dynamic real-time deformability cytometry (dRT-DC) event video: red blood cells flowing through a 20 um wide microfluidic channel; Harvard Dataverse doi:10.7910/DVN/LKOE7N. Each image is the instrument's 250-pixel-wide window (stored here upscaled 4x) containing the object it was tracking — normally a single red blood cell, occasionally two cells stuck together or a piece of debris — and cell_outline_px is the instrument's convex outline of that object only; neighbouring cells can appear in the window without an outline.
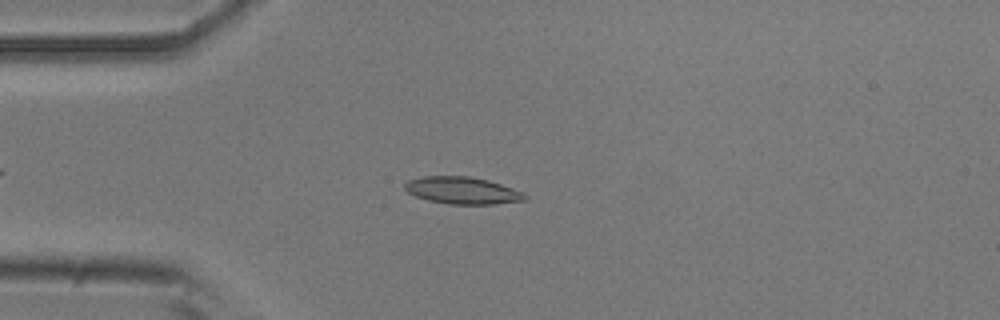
{"species": "common noctule bat (a hibernating species)", "species_latin": "Nyctalus noctula", "temperature_condition": "room temperature", "stored_images_in_passage": 48, "camera_frame_rate_fps": 3000, "um_per_image_px": 0.085, "animal": {"sex": "male", "body_mass_g": 20.5, "forearm_length_mm": 52.5}, "frame": {"image": 1, "passage_image": 10, "time_ms": 3.0, "image_size_px": [1000, 320], "cell_outline_px": [[528, 200], [496, 204], [448, 204], [428, 200], [416, 196], [408, 192], [404, 188], [404, 184], [408, 180], [424, 176], [468, 176], [488, 180], [524, 192], [528, 196]], "centroid_in_image_um": [39.33, 16.19], "position_along_channel_um": 45.7, "area_um2": 19.02}}
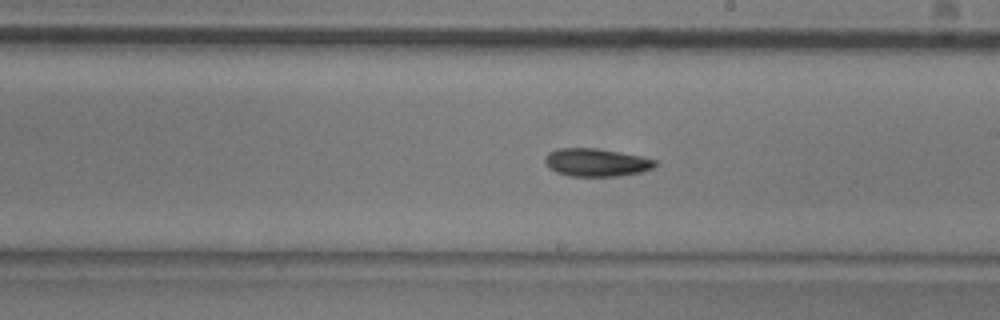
{"frame": {"image": 2, "passage_image": 26, "time_ms": 8.333, "image_size_px": [1000, 320], "cell_outline_px": [[656, 164], [652, 168], [640, 172], [620, 176], [568, 176], [556, 172], [548, 168], [544, 160], [548, 152], [556, 148], [596, 148], [620, 152], [640, 156], [656, 160]], "centroid_in_image_um": [50.64, 13.8], "position_along_channel_um": 238.4, "area_um2": 17.98}}
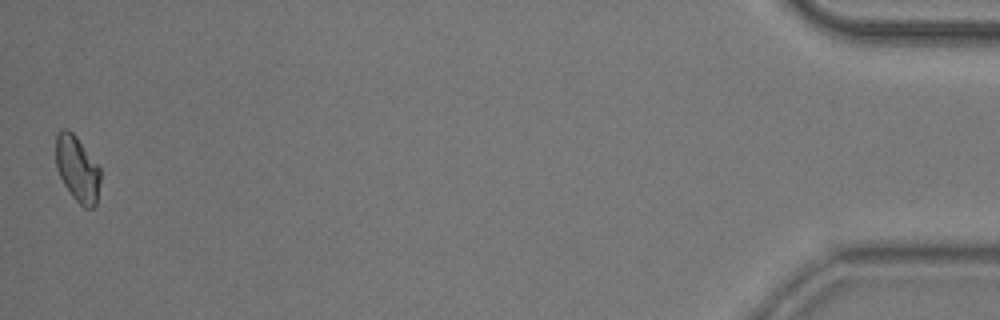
{"frame": {"image": 3, "passage_image": 48, "time_ms": 15.667, "image_size_px": [1000, 320], "cell_outline_px": [[100, 180], [96, 204], [92, 208], [84, 208], [72, 196], [64, 184], [60, 176], [56, 164], [56, 132], [64, 128], [68, 128], [76, 136], [100, 168]], "centroid_in_image_um": [6.57, 14.34], "position_along_channel_um": 428.6, "area_um2": 16.94}, "authors_computed_cell_mechanics": {"area_um2": 17.6579, "velocity_mm_per_s": 3.8877, "shape_relaxation_time_tau1_ms": 9.3602, "shape_relaxation_time_tau2_ms": null, "deformation_change_tau1": 0.1546, "deformation_change_tau2": null}}